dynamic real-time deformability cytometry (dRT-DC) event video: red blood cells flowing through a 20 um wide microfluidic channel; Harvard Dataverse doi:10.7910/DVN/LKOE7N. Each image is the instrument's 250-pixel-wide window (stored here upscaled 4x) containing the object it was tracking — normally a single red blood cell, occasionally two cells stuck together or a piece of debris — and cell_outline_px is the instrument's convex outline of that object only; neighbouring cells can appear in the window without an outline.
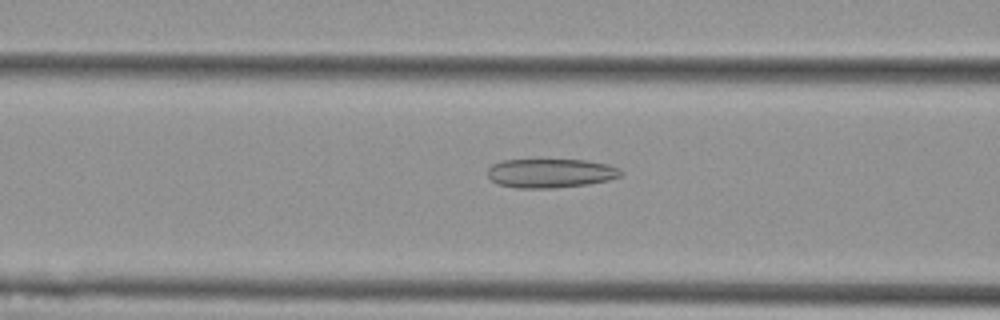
{"species": "Egyptian fruit bat (a non-hibernating species)", "species_latin": "Rousettus aegyptiacus", "temperature_condition": "cold", "stored_images_in_passage": 34, "camera_frame_rate_fps": 3000, "um_per_image_px": 0.085, "animal": {"sex": "female"}, "frame": {"image": 1, "passage_image": 9, "time_ms": 2.667, "image_size_px": [1000, 320], "cell_outline_px": [[624, 172], [620, 176], [608, 180], [588, 184], [552, 188], [516, 188], [500, 184], [492, 180], [488, 176], [488, 168], [492, 164], [504, 160], [588, 160], [608, 164], [620, 168]], "centroid_in_image_um": [46.83, 14.72], "position_along_channel_um": 119.8, "area_um2": 22.54}}
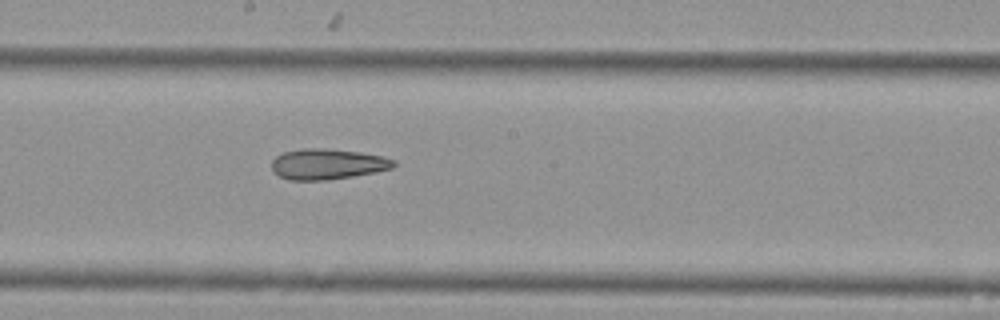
{"frame": {"image": 2, "passage_image": 17, "time_ms": 5.333, "image_size_px": [1000, 320], "cell_outline_px": [[396, 164], [392, 168], [376, 172], [328, 180], [288, 180], [272, 172], [272, 160], [276, 156], [284, 152], [300, 148], [324, 148], [360, 152], [384, 156], [396, 160]], "centroid_in_image_um": [27.84, 13.94], "position_along_channel_um": 220.4, "area_um2": 21.96}}
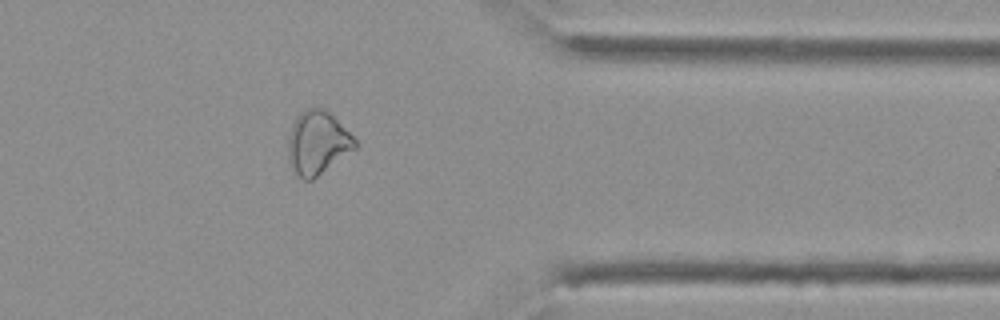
{"frame": {"image": 3, "passage_image": 31, "time_ms": 10.0, "image_size_px": [1000, 320], "cell_outline_px": [[356, 148], [312, 180], [304, 180], [292, 172], [288, 160], [288, 140], [292, 124], [296, 116], [300, 112], [316, 104], [324, 108], [356, 140]], "centroid_in_image_um": [26.94, 12.14], "position_along_channel_um": 384.5, "area_um2": 24.74}, "authors_computed_cell_mechanics": {"area_um2": 22.1085, "velocity_mm_per_s": 3.7869, "shape_relaxation_time_tau1_ms": null, "shape_relaxation_time_tau2_ms": 6.58, "deformation_change_tau1": null, "deformation_change_tau2": 0.1518}}